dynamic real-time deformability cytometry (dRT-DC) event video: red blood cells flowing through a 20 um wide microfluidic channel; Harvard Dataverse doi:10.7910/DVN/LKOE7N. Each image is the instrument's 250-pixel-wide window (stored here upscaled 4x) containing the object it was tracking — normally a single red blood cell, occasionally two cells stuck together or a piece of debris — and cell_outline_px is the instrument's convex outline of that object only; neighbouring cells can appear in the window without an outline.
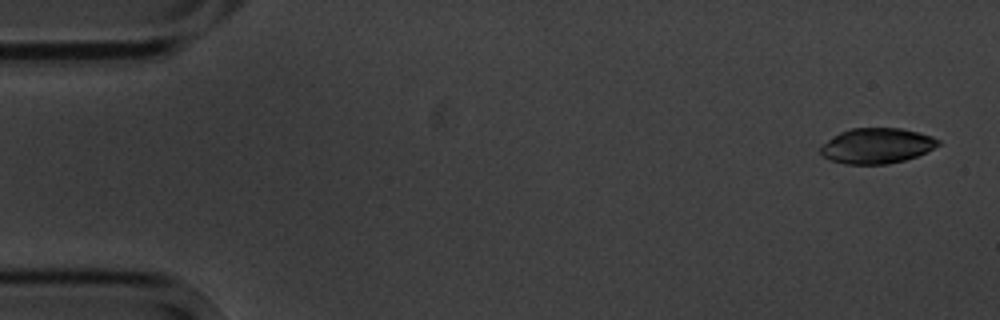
{"species": "common noctule bat (a hibernating species)", "species_latin": "Nyctalus noctula", "temperature_condition": "cold", "stored_images_in_passage": 5, "camera_frame_rate_fps": 3000, "um_per_image_px": 0.085, "animal": {"sex": "male", "body_mass_g": 20.1, "forearm_length_mm": 53.5}, "frame": {"image": 1, "passage_image": 1, "time_ms": 0.0, "image_size_px": [1000, 320], "cell_outline_px": [[940, 144], [916, 156], [904, 160], [888, 164], [844, 164], [832, 160], [824, 156], [820, 152], [820, 144], [840, 132], [852, 128], [900, 128], [932, 136], [940, 140]], "centroid_in_image_um": [74.49, 12.39], "position_along_channel_um": 10.5, "area_um2": 24.1}}